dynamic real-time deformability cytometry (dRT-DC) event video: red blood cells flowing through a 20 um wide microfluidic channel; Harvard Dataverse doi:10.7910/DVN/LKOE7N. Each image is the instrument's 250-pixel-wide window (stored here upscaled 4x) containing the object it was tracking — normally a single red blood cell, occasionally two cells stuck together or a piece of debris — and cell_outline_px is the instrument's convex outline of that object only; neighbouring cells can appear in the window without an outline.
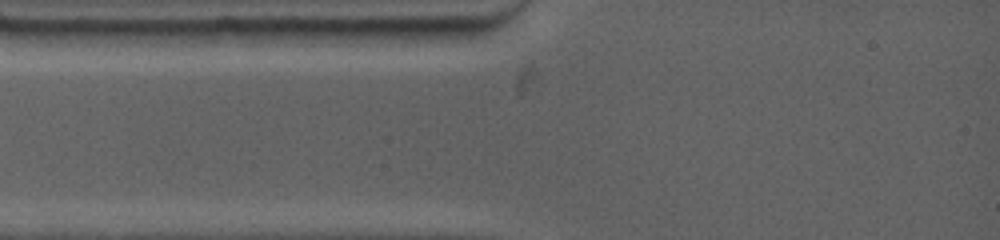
{"species": "common noctule bat (a hibernating species)", "species_latin": "Nyctalus noctula", "temperature_condition": "warm", "stored_images_in_passage": 1, "camera_frame_rate_fps": 4500, "um_per_image_px": 0.085, "animal": {"sex": "female", "body_mass_g": 19.0, "forearm_length_mm": 53.3}, "frame": {"image": 1, "passage_image": 1, "time_ms": 0.0, "image_size_px": [1000, 240], "cell_outline_px": [[472, 32], [468, 36], [444, 44], [428, 48], [416, 48], [360, 44], [344, 32], [340, 28], [472, 28]], "centroid_in_image_um": [34.59, 3.09], "position_along_channel_um": 50.4, "area_um2": 14.57}}